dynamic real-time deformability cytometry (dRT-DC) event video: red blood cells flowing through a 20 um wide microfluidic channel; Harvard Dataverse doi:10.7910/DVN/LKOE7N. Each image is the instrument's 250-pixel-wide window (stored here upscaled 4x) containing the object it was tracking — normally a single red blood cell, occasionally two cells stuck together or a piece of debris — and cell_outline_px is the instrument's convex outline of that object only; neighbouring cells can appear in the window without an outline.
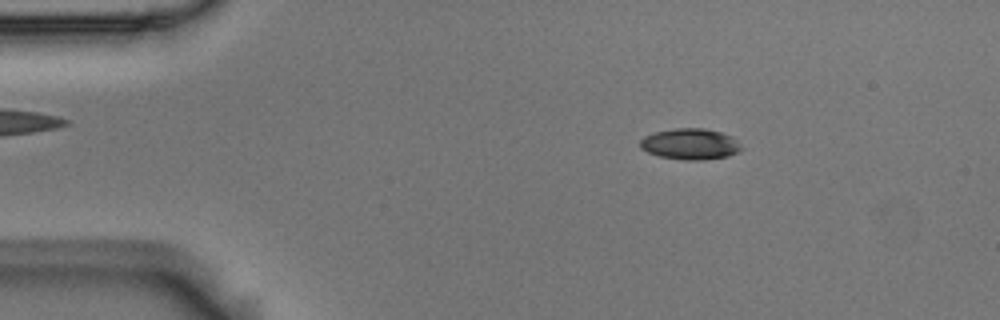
{"species": "Egyptian fruit bat (a non-hibernating species)", "species_latin": "Rousettus aegyptiacus", "temperature_condition": "room temperature", "stored_images_in_passage": 4, "camera_frame_rate_fps": 3000, "um_per_image_px": 0.085, "animal": {"sex": "male"}, "frame": {"image": 1, "passage_image": 2, "time_ms": 0.333, "image_size_px": [1000, 320], "cell_outline_px": [[744, 148], [728, 156], [704, 160], [684, 160], [660, 156], [648, 152], [640, 148], [640, 140], [644, 136], [656, 132], [672, 128], [704, 128], [720, 132], [732, 136]], "centroid_in_image_um": [58.67, 12.24], "position_along_channel_um": 26.3, "area_um2": 18.32}}
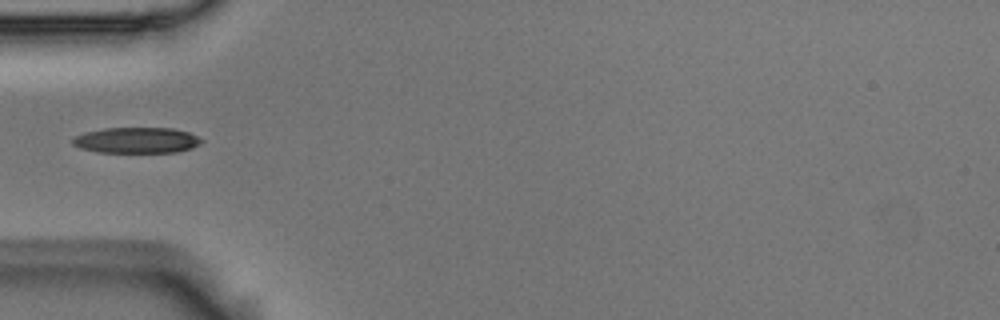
{"frame": {"image": 2, "passage_image": 4, "time_ms": 1.0, "image_size_px": [1000, 320], "cell_outline_px": [[204, 140], [200, 144], [192, 148], [176, 152], [96, 152], [80, 148], [72, 144], [72, 140], [76, 136], [84, 132], [104, 128], [172, 128], [188, 132]], "centroid_in_image_um": [11.6, 11.92], "position_along_channel_um": 73.4, "area_um2": 19.36}}